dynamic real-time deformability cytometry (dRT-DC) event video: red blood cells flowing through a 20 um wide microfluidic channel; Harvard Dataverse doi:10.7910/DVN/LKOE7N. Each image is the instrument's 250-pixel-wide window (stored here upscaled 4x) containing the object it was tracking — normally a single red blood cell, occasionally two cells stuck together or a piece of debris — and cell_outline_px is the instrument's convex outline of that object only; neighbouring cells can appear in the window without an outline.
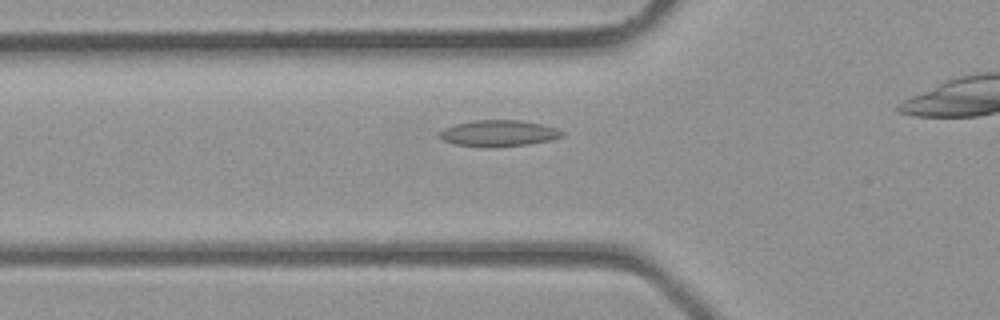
{"species": "common noctule bat (a hibernating species)", "species_latin": "Nyctalus noctula", "temperature_condition": "room temperature", "stored_images_in_passage": 25, "camera_frame_rate_fps": 3000, "um_per_image_px": 0.085, "animal": {"sex": "male", "body_mass_g": 23.1, "forearm_length_mm": 52.7}, "frame": {"image": 1, "passage_image": 7, "time_ms": 2.0, "image_size_px": [1000, 320], "cell_outline_px": [[564, 132], [560, 136], [552, 140], [528, 144], [452, 144], [444, 140], [440, 136], [440, 132], [444, 128], [452, 124], [472, 120], [520, 120], [540, 124], [556, 128]], "centroid_in_image_um": [42.38, 11.27], "position_along_channel_um": 83.4, "area_um2": 17.74}}
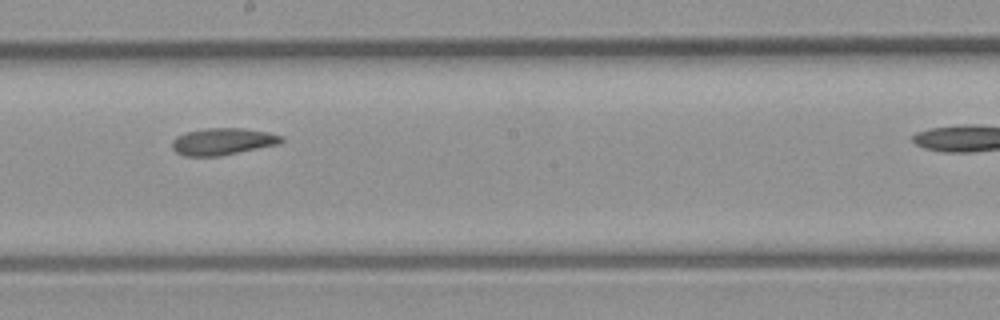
{"frame": {"image": 2, "passage_image": 15, "time_ms": 4.667, "image_size_px": [1000, 320], "cell_outline_px": [[284, 140], [276, 144], [220, 156], [184, 156], [176, 152], [172, 148], [172, 140], [176, 136], [188, 132], [204, 128], [240, 128], [268, 132], [284, 136]], "centroid_in_image_um": [18.9, 12.02], "position_along_channel_um": 229.3, "area_um2": 16.99}}
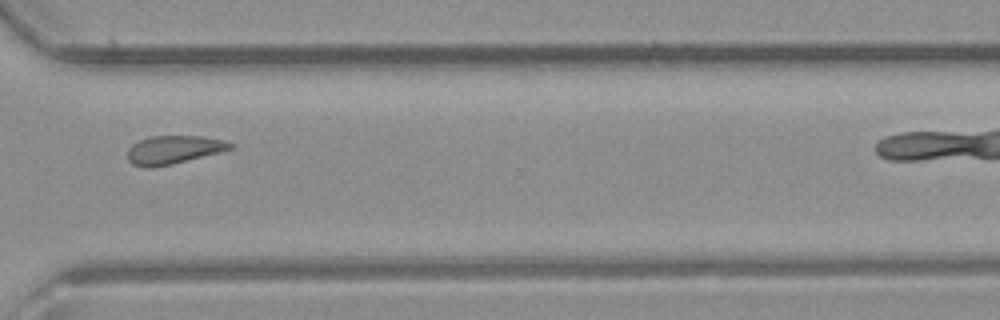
{"frame": {"image": 3, "passage_image": 22, "time_ms": 7.0, "image_size_px": [1000, 320], "cell_outline_px": [[232, 148], [220, 152], [172, 164], [152, 168], [144, 168], [132, 164], [128, 160], [128, 148], [132, 144], [140, 140], [152, 136], [204, 136], [224, 140], [232, 144]], "centroid_in_image_um": [14.72, 12.73], "position_along_channel_um": 355.9, "area_um2": 16.94}}